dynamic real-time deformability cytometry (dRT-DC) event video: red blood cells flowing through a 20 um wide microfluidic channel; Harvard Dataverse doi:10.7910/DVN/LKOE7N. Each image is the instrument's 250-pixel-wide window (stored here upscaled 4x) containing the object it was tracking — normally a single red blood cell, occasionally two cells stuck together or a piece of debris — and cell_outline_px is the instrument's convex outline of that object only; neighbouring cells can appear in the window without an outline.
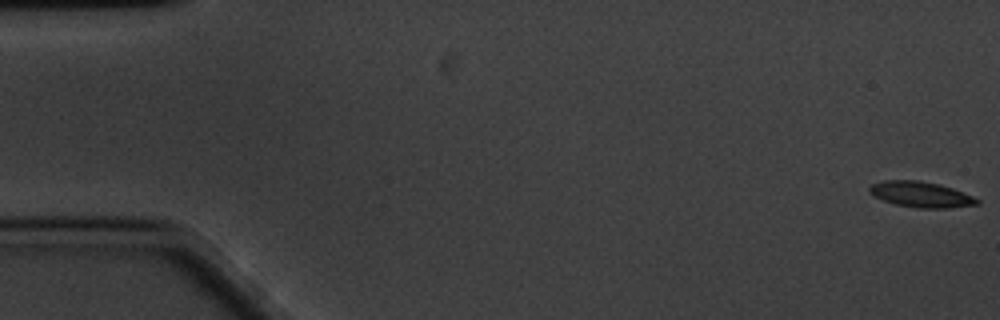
{"species": "common noctule bat (a hibernating species)", "species_latin": "Nyctalus noctula", "temperature_condition": "cold", "stored_images_in_passage": 27, "camera_frame_rate_fps": 3000, "um_per_image_px": 0.085, "animal": {"sex": "male", "body_mass_g": 20.1, "forearm_length_mm": 53.5}, "frame": {"image": 1, "passage_image": 1, "time_ms": 0.0, "image_size_px": [1000, 320], "cell_outline_px": [[980, 204], [948, 208], [916, 208], [896, 204], [884, 200], [868, 192], [868, 188], [872, 184], [884, 180], [916, 180], [940, 184], [952, 188], [972, 196], [980, 200]], "centroid_in_image_um": [78.29, 16.53], "position_along_channel_um": 6.7, "area_um2": 16.01}}
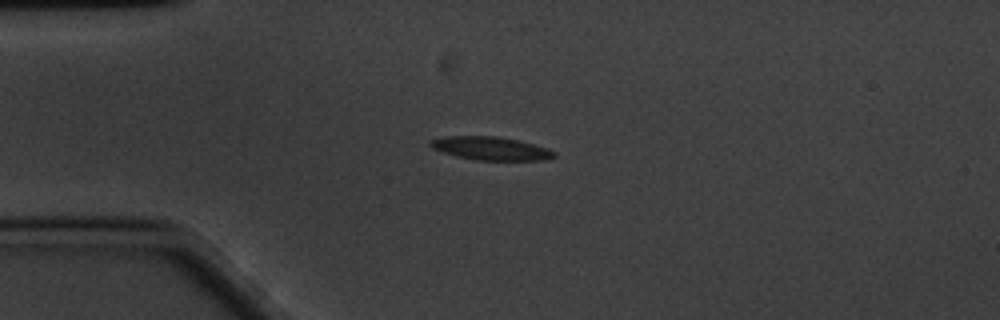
{"frame": {"image": 2, "passage_image": 15, "time_ms": 4.667, "image_size_px": [1000, 320], "cell_outline_px": [[556, 156], [548, 160], [476, 160], [456, 156], [432, 148], [428, 144], [432, 140], [444, 136], [492, 136], [516, 140], [548, 148], [556, 152]], "centroid_in_image_um": [41.73, 12.62], "position_along_channel_um": 43.3, "area_um2": 16.65}}
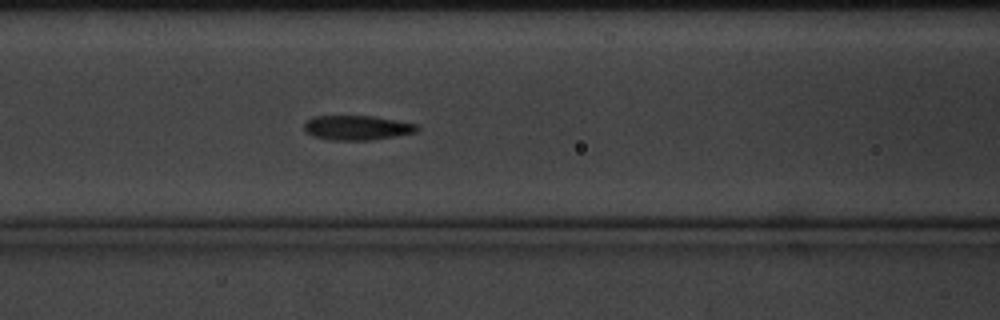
{"frame": {"image": 3, "passage_image": 25, "time_ms": 8.0, "image_size_px": [1000, 320], "cell_outline_px": [[420, 128], [416, 132], [368, 140], [332, 140], [316, 136], [308, 132], [304, 128], [304, 124], [312, 116], [372, 116], [396, 120], [416, 124]], "centroid_in_image_um": [30.35, 10.84], "position_along_channel_um": 136.2, "area_um2": 15.84}}